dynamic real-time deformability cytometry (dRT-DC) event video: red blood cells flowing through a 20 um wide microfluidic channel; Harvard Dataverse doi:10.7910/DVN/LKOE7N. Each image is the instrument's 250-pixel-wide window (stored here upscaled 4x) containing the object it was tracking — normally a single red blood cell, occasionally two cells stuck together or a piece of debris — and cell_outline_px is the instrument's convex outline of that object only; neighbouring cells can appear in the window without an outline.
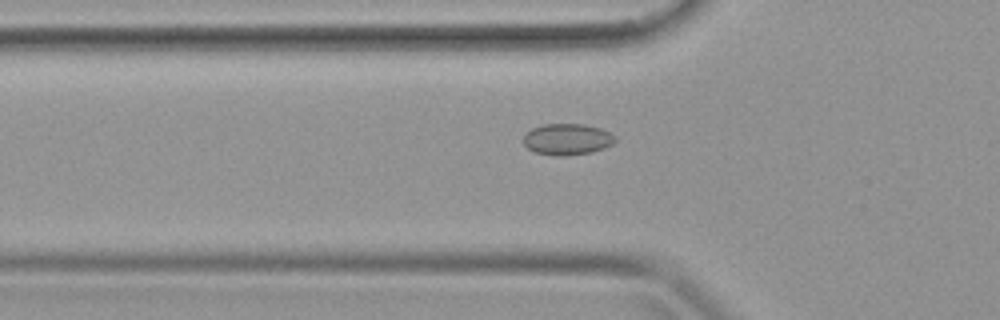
{"species": "common noctule bat (a hibernating species)", "species_latin": "Nyctalus noctula", "temperature_condition": "warm", "stored_images_in_passage": 36, "camera_frame_rate_fps": 3000, "um_per_image_px": 0.085, "animal": {"sex": "female", "body_mass_g": 19.9}, "frame": {"image": 1, "passage_image": 13, "time_ms": 4.0, "image_size_px": [1000, 320], "cell_outline_px": [[616, 140], [612, 144], [604, 148], [592, 152], [564, 156], [556, 156], [532, 152], [524, 144], [524, 136], [532, 128], [544, 124], [584, 124], [600, 128], [616, 136]], "centroid_in_image_um": [48.22, 11.84], "position_along_channel_um": 77.6, "area_um2": 16.76}}
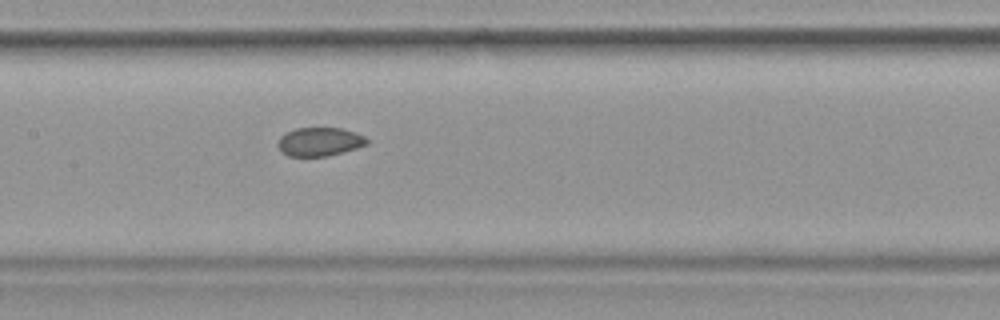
{"frame": {"image": 2, "passage_image": 19, "time_ms": 6.0, "image_size_px": [1000, 320], "cell_outline_px": [[368, 144], [344, 152], [328, 156], [288, 156], [280, 152], [276, 144], [280, 136], [284, 132], [296, 128], [340, 128], [356, 132], [364, 136], [368, 140]], "centroid_in_image_um": [27.12, 12.05], "position_along_channel_um": 180.3, "area_um2": 15.09}}
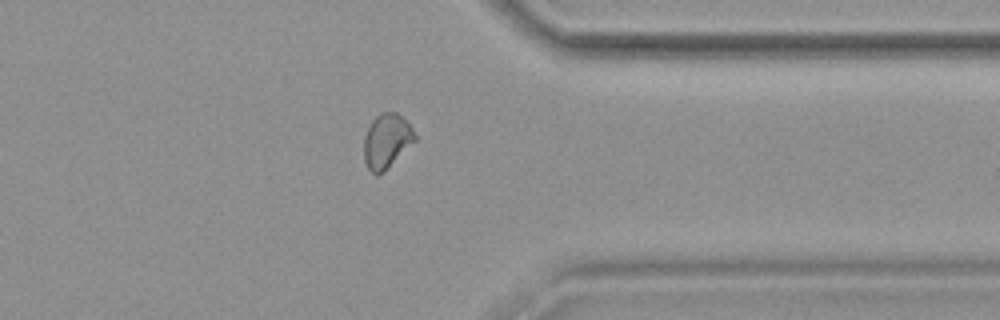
{"frame": {"image": 3, "passage_image": 31, "time_ms": 10.0, "image_size_px": [1000, 320], "cell_outline_px": [[416, 140], [384, 172], [376, 176], [368, 168], [364, 160], [364, 136], [372, 120], [380, 112], [396, 112], [412, 128], [416, 136]], "centroid_in_image_um": [32.85, 12.0], "position_along_channel_um": 378.6, "area_um2": 16.07}}